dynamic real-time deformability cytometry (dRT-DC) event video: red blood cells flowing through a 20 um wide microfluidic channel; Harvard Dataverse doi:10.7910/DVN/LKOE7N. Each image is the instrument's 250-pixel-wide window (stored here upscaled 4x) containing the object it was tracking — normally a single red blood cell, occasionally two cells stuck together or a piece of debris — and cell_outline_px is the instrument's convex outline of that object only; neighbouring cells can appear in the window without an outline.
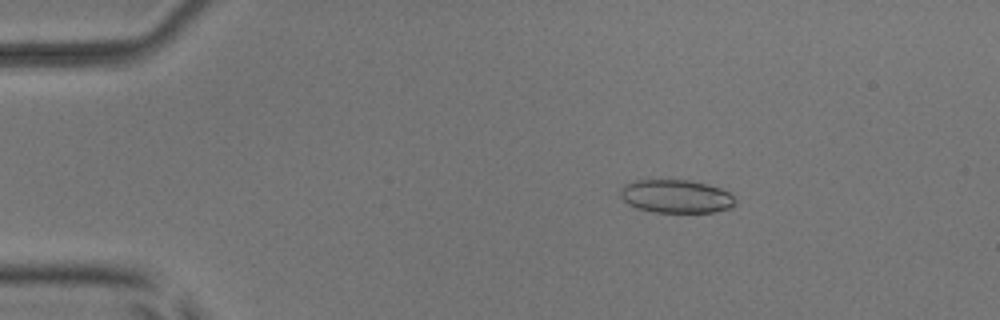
{"species": "common noctule bat (a hibernating species)", "species_latin": "Nyctalus noctula", "temperature_condition": "room temperature", "stored_images_in_passage": 44, "camera_frame_rate_fps": 3000, "um_per_image_px": 0.085, "animal": {"sex": "male", "body_mass_g": 17.9, "forearm_length_mm": 54.2}, "frame": {"image": 1, "passage_image": 1, "time_ms": 0.0, "image_size_px": [1000, 320], "cell_outline_px": [[736, 204], [728, 208], [712, 212], [652, 212], [636, 208], [628, 204], [620, 196], [620, 188], [624, 184], [636, 180], [688, 180], [720, 188], [728, 192], [736, 200]], "centroid_in_image_um": [57.42, 16.69], "position_along_channel_um": 27.6, "area_um2": 22.2}}
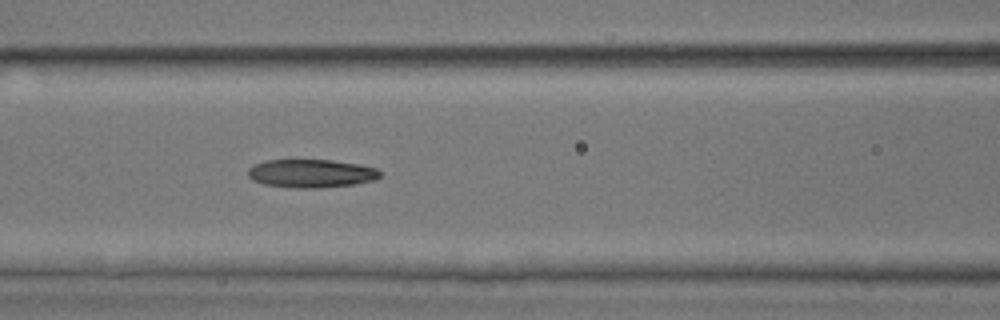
{"frame": {"image": 2, "passage_image": 15, "time_ms": 4.667, "image_size_px": [1000, 320], "cell_outline_px": [[380, 176], [376, 180], [356, 184], [320, 188], [296, 188], [264, 184], [252, 180], [248, 176], [248, 168], [264, 160], [332, 160], [360, 164], [376, 168], [380, 172]], "centroid_in_image_um": [26.47, 14.74], "position_along_channel_um": 140.1, "area_um2": 21.91}}
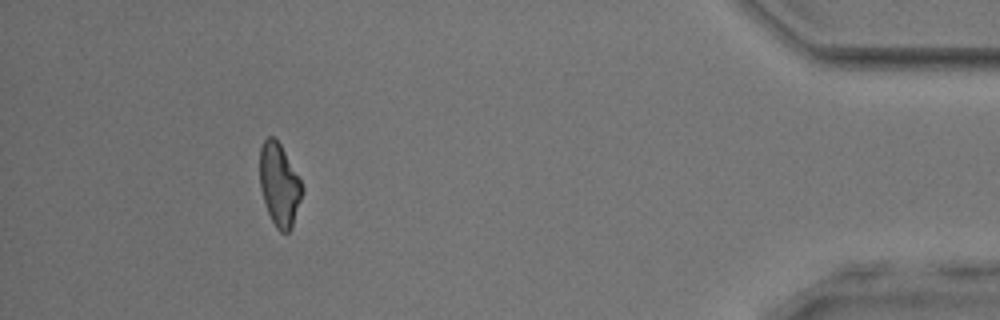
{"frame": {"image": 3, "passage_image": 40, "time_ms": 13.0, "image_size_px": [1000, 320], "cell_outline_px": [[304, 192], [292, 228], [288, 232], [280, 232], [276, 228], [268, 212], [260, 188], [260, 148], [264, 140], [268, 136], [272, 136], [280, 144], [300, 180], [304, 188]], "centroid_in_image_um": [23.75, 15.73], "position_along_channel_um": 411.4, "area_um2": 20.29}, "authors_computed_cell_mechanics": {"area_um2": 21.9929, "velocity_mm_per_s": 3.9399, "shape_relaxation_time_tau1_ms": 6.1065, "shape_relaxation_time_tau2_ms": 3.6512, "deformation_change_tau1": 0.16, "deformation_change_tau2": 0.1219}}